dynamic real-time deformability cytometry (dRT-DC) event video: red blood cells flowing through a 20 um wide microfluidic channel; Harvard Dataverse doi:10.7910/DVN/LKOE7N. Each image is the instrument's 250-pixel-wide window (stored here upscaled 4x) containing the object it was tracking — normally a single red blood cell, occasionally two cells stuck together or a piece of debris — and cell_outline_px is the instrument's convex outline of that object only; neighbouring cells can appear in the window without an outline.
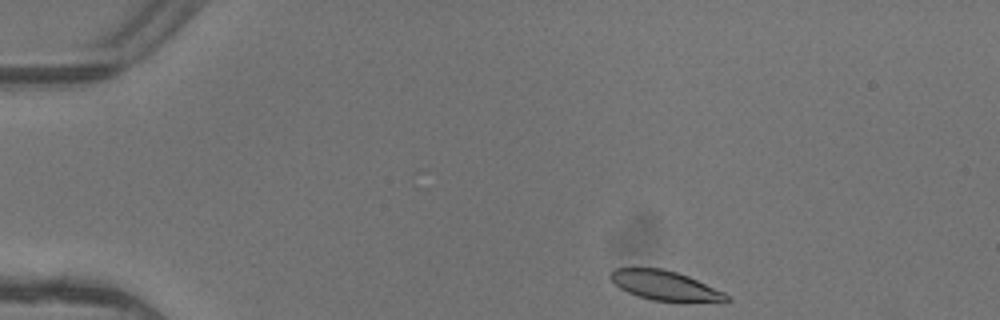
{"species": "common noctule bat (a hibernating species)", "species_latin": "Nyctalus noctula", "temperature_condition": "warm", "stored_images_in_passage": 3, "camera_frame_rate_fps": 3000, "um_per_image_px": 0.085, "animal": {"sex": "female"}, "frame": {"image": 1, "passage_image": 1, "time_ms": 0.0, "image_size_px": [1000, 320], "cell_outline_px": [[728, 300], [724, 304], [652, 300], [628, 292], [620, 288], [608, 276], [612, 268], [664, 268], [688, 276], [724, 292], [728, 296]], "centroid_in_image_um": [56.59, 24.29], "position_along_channel_um": 28.4, "area_um2": 20.29}}
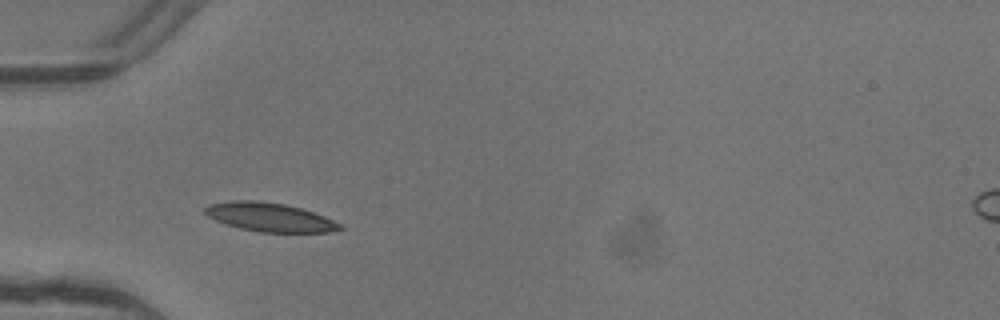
{"frame": {"image": 2, "passage_image": 3, "time_ms": 0.667, "image_size_px": [1000, 320], "cell_outline_px": [[344, 228], [328, 232], [260, 232], [240, 228], [216, 220], [208, 216], [204, 212], [204, 208], [208, 204], [232, 200], [260, 200], [284, 204], [300, 208], [324, 216], [344, 224]], "centroid_in_image_um": [22.94, 18.45], "position_along_channel_um": 62.1, "area_um2": 22.6}}